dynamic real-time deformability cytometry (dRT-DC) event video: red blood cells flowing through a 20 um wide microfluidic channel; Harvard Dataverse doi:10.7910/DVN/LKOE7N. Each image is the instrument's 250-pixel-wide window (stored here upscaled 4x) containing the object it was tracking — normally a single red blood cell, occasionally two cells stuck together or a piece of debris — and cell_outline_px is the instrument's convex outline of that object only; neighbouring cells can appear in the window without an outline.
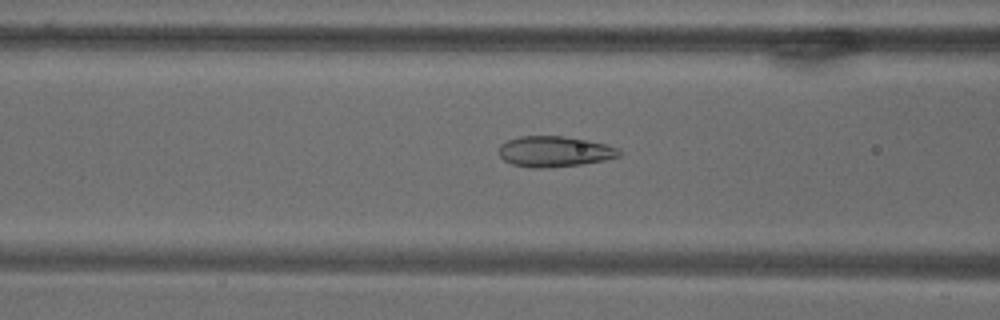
{"species": "common noctule bat (a hibernating species)", "species_latin": "Nyctalus noctula", "temperature_condition": "warm", "stored_images_in_passage": 72, "camera_frame_rate_fps": 3000, "um_per_image_px": 0.085, "animal": {"sex": "male", "body_mass_g": 18.8}, "frame": {"image": 1, "passage_image": 30, "time_ms": 9.667, "image_size_px": [1000, 320], "cell_outline_px": [[624, 152], [620, 156], [604, 160], [580, 164], [548, 168], [532, 168], [512, 164], [504, 160], [500, 156], [500, 144], [508, 140], [520, 136], [564, 136], [588, 140], [608, 144], [620, 148]], "centroid_in_image_um": [47.19, 12.87], "position_along_channel_um": 119.4, "area_um2": 21.68}}
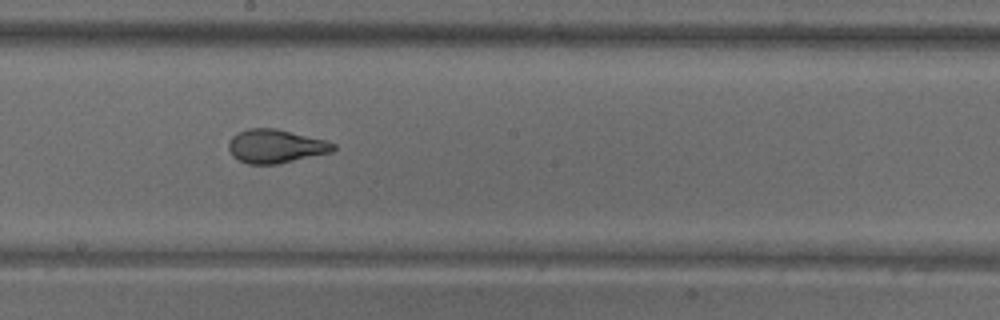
{"frame": {"image": 2, "passage_image": 41, "time_ms": 13.333, "image_size_px": [1000, 320], "cell_outline_px": [[336, 148], [332, 152], [276, 164], [248, 164], [232, 156], [228, 148], [228, 144], [232, 136], [236, 132], [248, 128], [276, 128], [328, 140], [336, 144]], "centroid_in_image_um": [23.44, 12.41], "position_along_channel_um": 224.8, "area_um2": 20.69}}
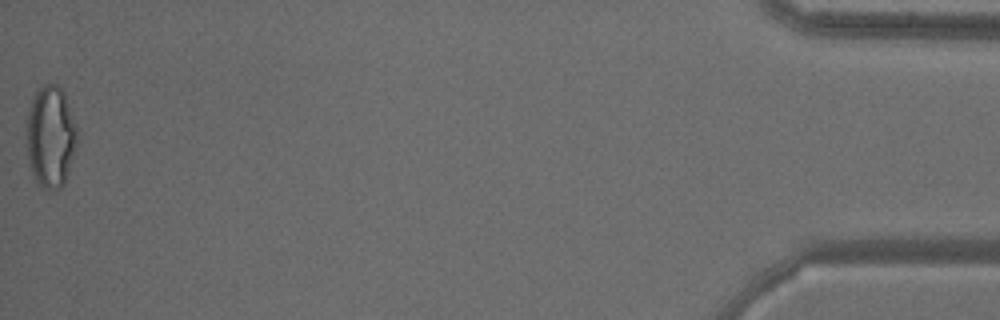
{"frame": {"image": 3, "passage_image": 72, "time_ms": 23.667, "image_size_px": [1000, 320], "cell_outline_px": [[76, 144], [68, 172], [64, 184], [60, 188], [52, 192], [48, 192], [40, 188], [28, 164], [28, 112], [32, 100], [36, 92], [44, 84], [56, 84], [64, 92], [76, 128]], "centroid_in_image_um": [4.3, 11.68], "position_along_channel_um": 430.9, "area_um2": 29.59}}